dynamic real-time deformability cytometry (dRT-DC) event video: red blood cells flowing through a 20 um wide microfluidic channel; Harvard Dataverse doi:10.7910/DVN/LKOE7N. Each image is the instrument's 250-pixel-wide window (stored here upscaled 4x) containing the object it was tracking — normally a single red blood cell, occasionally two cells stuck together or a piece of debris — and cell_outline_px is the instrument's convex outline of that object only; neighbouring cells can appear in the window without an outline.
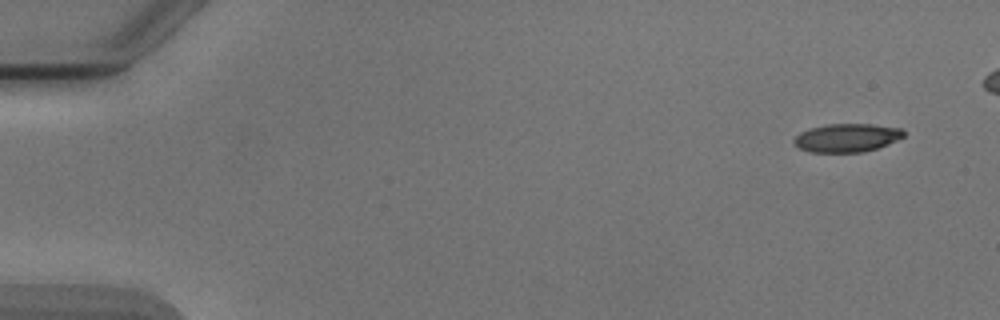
{"species": "Egyptian fruit bat (a non-hibernating species)", "species_latin": "Rousettus aegyptiacus", "temperature_condition": "cold", "stored_images_in_passage": 5, "camera_frame_rate_fps": 3000, "um_per_image_px": 0.085, "animal": {"sex": "male"}, "frame": {"image": 1, "passage_image": 1, "time_ms": 0.0, "image_size_px": [1000, 320], "cell_outline_px": [[904, 136], [888, 144], [864, 152], [808, 152], [792, 144], [792, 140], [800, 132], [812, 128], [828, 124], [872, 124], [904, 128]], "centroid_in_image_um": [71.98, 11.71], "position_along_channel_um": 13.0, "area_um2": 18.21}}